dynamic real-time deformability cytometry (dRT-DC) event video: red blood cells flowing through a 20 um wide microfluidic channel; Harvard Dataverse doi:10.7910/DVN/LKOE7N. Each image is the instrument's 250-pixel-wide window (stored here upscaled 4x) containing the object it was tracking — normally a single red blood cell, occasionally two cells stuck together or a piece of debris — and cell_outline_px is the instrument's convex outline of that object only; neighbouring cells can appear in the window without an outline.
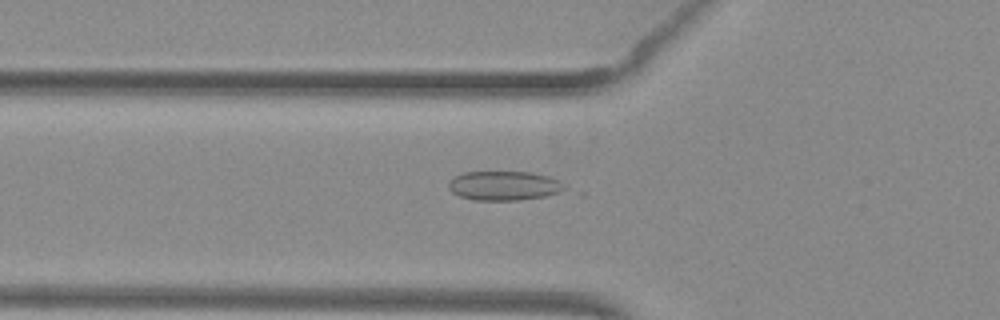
{"species": "common noctule bat (a hibernating species)", "species_latin": "Nyctalus noctula", "temperature_condition": "warm", "stored_images_in_passage": 46, "camera_frame_rate_fps": 3000, "um_per_image_px": 0.085, "animal": {"sex": "female", "body_mass_g": 29.2, "forearm_length_mm": 56.3}, "frame": {"image": 1, "passage_image": 13, "time_ms": 4.0, "image_size_px": [1000, 320], "cell_outline_px": [[564, 188], [560, 192], [544, 196], [520, 200], [476, 200], [460, 196], [452, 192], [448, 188], [448, 180], [452, 176], [464, 172], [532, 172], [548, 176], [560, 180]], "centroid_in_image_um": [42.79, 15.77], "position_along_channel_um": 83.0, "area_um2": 19.83}}
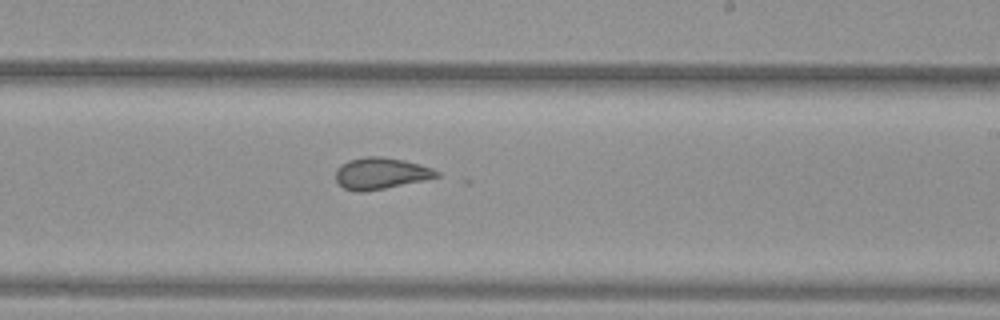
{"frame": {"image": 2, "passage_image": 26, "time_ms": 8.333, "image_size_px": [1000, 320], "cell_outline_px": [[440, 176], [424, 180], [364, 192], [356, 192], [344, 188], [336, 180], [336, 168], [348, 160], [364, 156], [380, 156], [404, 160], [420, 164], [432, 168], [440, 172]], "centroid_in_image_um": [32.36, 14.73], "position_along_channel_um": 256.6, "area_um2": 18.55}}
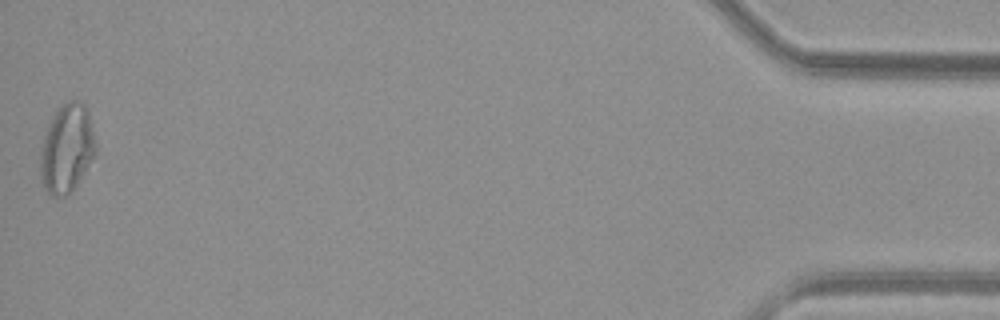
{"frame": {"image": 3, "passage_image": 46, "time_ms": 15.0, "image_size_px": [1000, 320], "cell_outline_px": [[96, 148], [84, 172], [76, 184], [64, 196], [48, 196], [44, 188], [40, 176], [40, 156], [44, 136], [48, 124], [56, 108], [68, 100], [80, 100], [84, 104], [88, 112], [96, 144]], "centroid_in_image_um": [5.64, 12.59], "position_along_channel_um": 429.6, "area_um2": 28.26}, "authors_computed_cell_mechanics": {"area_um2": 20.1722, "velocity_mm_per_s": 3.9942, "shape_relaxation_time_tau1_ms": null, "shape_relaxation_time_tau2_ms": 1.1222, "deformation_change_tau1": null, "deformation_change_tau2": 0.0719}}